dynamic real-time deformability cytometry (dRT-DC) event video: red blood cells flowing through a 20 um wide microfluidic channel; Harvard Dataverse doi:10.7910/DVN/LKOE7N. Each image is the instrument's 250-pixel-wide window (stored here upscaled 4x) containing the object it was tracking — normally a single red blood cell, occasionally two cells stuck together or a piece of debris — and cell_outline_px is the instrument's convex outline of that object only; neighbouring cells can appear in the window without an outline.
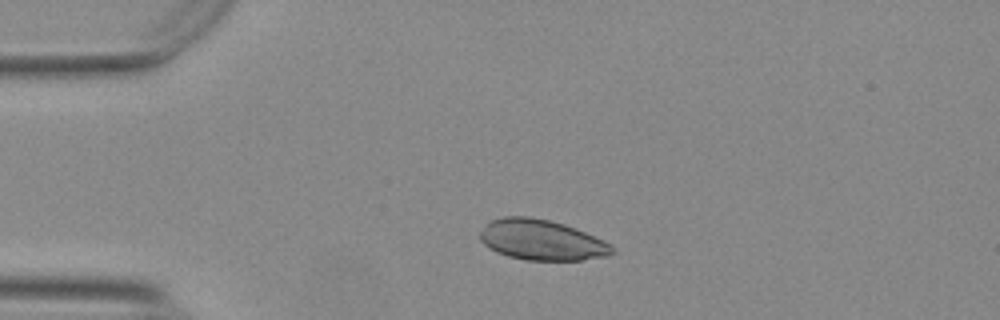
{"species": "Egyptian fruit bat (a non-hibernating species)", "species_latin": "Rousettus aegyptiacus", "temperature_condition": "warm", "stored_images_in_passage": 51, "camera_frame_rate_fps": 3000, "um_per_image_px": 0.085, "animal": {"sex": "female"}, "frame": {"image": 1, "passage_image": 9, "time_ms": 2.667, "image_size_px": [1000, 320], "cell_outline_px": [[616, 252], [608, 256], [580, 260], [524, 260], [508, 256], [496, 252], [484, 244], [480, 240], [480, 232], [484, 224], [492, 220], [504, 216], [528, 216], [548, 220], [564, 224], [576, 228], [612, 244], [616, 248]], "centroid_in_image_um": [46.05, 20.4], "position_along_channel_um": 38.9, "area_um2": 31.39}}
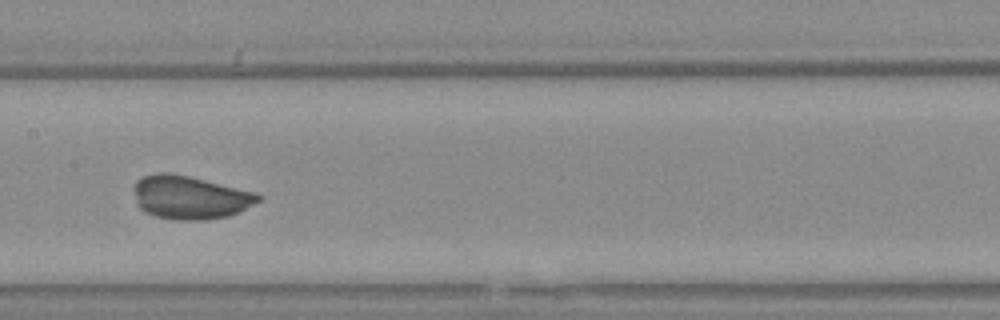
{"frame": {"image": 2, "passage_image": 24, "time_ms": 7.667, "image_size_px": [1000, 320], "cell_outline_px": [[264, 196], [260, 200], [228, 216], [204, 220], [172, 220], [156, 216], [144, 212], [136, 204], [132, 188], [136, 180], [144, 176], [156, 172], [168, 172], [188, 176], [256, 192]], "centroid_in_image_um": [16.09, 16.77], "position_along_channel_um": 191.3, "area_um2": 31.56}}
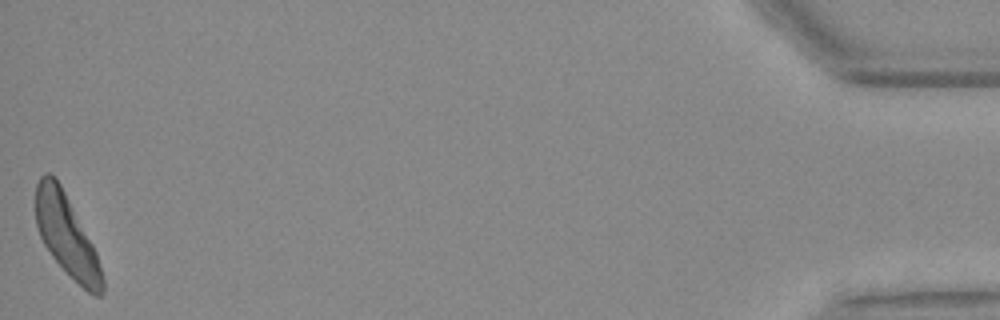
{"frame": {"image": 3, "passage_image": 51, "time_ms": 16.667, "image_size_px": [1000, 320], "cell_outline_px": [[104, 296], [96, 296], [88, 292], [52, 256], [44, 244], [40, 236], [36, 224], [36, 184], [40, 176], [44, 172], [48, 172], [60, 184], [92, 244], [96, 252], [104, 280]], "centroid_in_image_um": [5.66, 20.01], "position_along_channel_um": 429.5, "area_um2": 30.75}}